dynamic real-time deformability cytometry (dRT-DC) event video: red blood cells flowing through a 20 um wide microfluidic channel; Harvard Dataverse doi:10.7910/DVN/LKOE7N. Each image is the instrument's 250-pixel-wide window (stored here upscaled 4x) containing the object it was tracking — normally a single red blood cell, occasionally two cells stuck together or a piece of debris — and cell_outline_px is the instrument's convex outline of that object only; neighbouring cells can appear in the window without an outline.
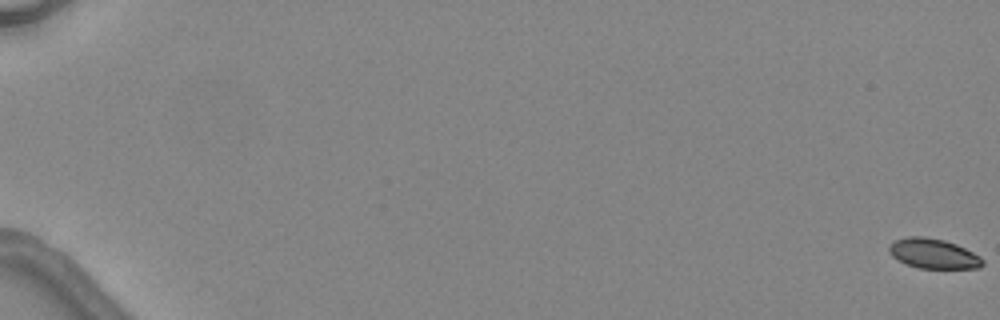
{"species": "common noctule bat (a hibernating species)", "species_latin": "Nyctalus noctula", "temperature_condition": "warm", "stored_images_in_passage": 4, "camera_frame_rate_fps": 3000, "um_per_image_px": 0.085, "animal": {"sex": "female", "body_mass_g": 24.6, "forearm_length_mm": 56.2}, "frame": {"image": 1, "passage_image": 1, "time_ms": 0.0, "image_size_px": [1000, 320], "cell_outline_px": [[984, 264], [980, 268], [920, 268], [904, 264], [892, 256], [888, 252], [888, 248], [896, 240], [908, 236], [924, 236], [944, 240], [956, 244], [980, 256], [984, 260]], "centroid_in_image_um": [79.34, 21.56], "position_along_channel_um": 5.7, "area_um2": 16.3}}